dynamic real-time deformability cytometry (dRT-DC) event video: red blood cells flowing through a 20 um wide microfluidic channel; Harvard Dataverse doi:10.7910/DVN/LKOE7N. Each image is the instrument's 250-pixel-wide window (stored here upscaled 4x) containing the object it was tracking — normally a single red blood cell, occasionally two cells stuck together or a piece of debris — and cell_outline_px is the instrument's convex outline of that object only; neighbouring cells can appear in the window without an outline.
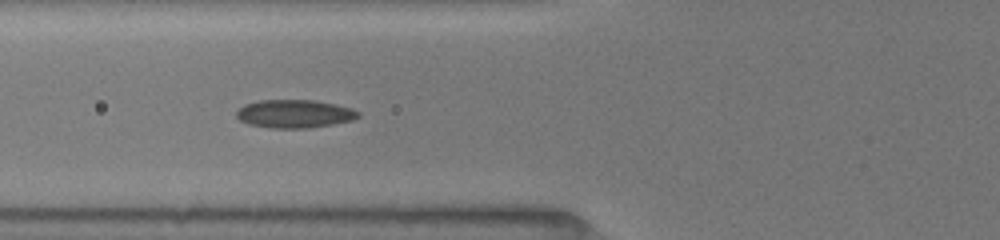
{"species": "common noctule bat (a hibernating species)", "species_latin": "Nyctalus noctula", "temperature_condition": "room temperature", "stored_images_in_passage": 40, "camera_frame_rate_fps": 3000, "um_per_image_px": 0.085, "animal": {"sex": "female", "body_mass_g": 19.5, "forearm_length_mm": 54.1}, "frame": {"image": 1, "passage_image": 19, "time_ms": 6.667, "image_size_px": [1000, 240], "cell_outline_px": [[360, 116], [352, 120], [332, 124], [308, 128], [272, 128], [248, 124], [240, 120], [236, 116], [236, 112], [244, 104], [260, 100], [312, 100], [352, 108], [360, 112]], "centroid_in_image_um": [25.02, 9.67], "position_along_channel_um": 100.8, "area_um2": 19.88}}
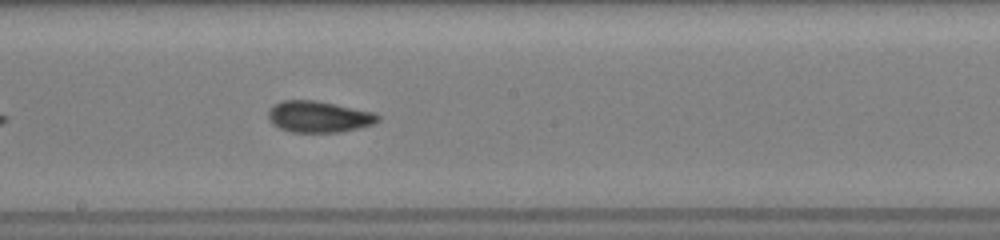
{"frame": {"image": 2, "passage_image": 30, "time_ms": 9.667, "image_size_px": [1000, 240], "cell_outline_px": [[380, 120], [372, 124], [360, 128], [340, 132], [292, 132], [280, 128], [272, 124], [268, 120], [268, 108], [280, 100], [316, 100], [372, 112], [380, 116]], "centroid_in_image_um": [27.05, 9.92], "position_along_channel_um": 221.2, "area_um2": 20.11}}
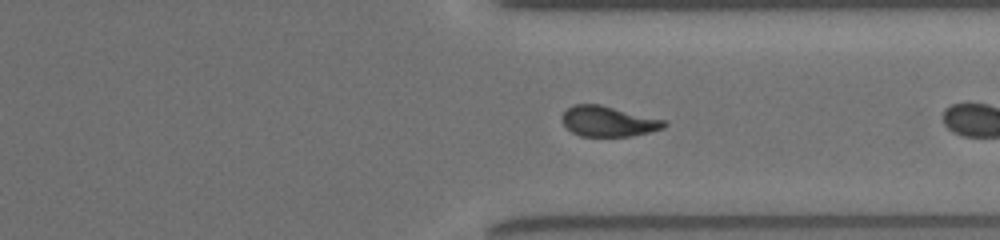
{"frame": {"image": 3, "passage_image": 38, "time_ms": 12.333, "image_size_px": [1000, 240], "cell_outline_px": [[668, 124], [664, 128], [632, 136], [580, 136], [572, 132], [564, 124], [560, 116], [572, 104], [600, 104], [668, 120]], "centroid_in_image_um": [51.73, 10.3], "position_along_channel_um": 359.7, "area_um2": 18.26}}